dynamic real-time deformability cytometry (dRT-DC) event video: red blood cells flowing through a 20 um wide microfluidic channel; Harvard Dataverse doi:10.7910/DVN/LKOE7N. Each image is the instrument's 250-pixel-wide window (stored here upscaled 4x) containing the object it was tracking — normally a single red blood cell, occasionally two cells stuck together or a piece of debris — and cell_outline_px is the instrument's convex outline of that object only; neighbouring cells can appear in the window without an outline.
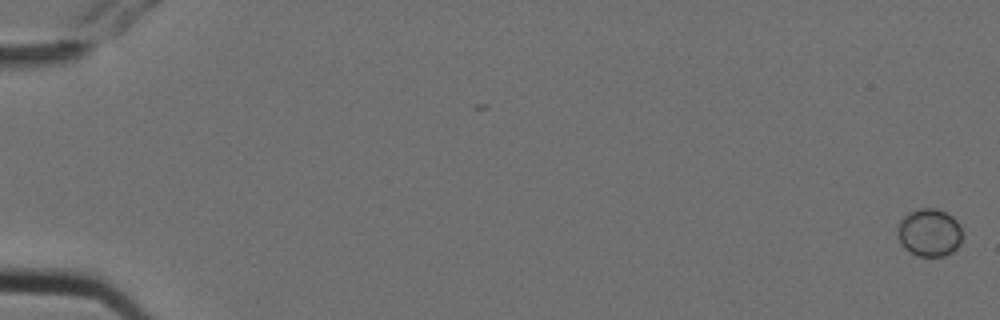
{"species": "Egyptian fruit bat (a non-hibernating species)", "species_latin": "Rousettus aegyptiacus", "temperature_condition": "cold", "stored_images_in_passage": 9, "camera_frame_rate_fps": 3000, "um_per_image_px": 0.085, "animal": {"sex": "female"}, "frame": {"image": 1, "passage_image": 1, "time_ms": 0.0, "image_size_px": [1000, 320], "cell_outline_px": [[964, 236], [960, 244], [952, 252], [944, 256], [920, 256], [908, 252], [900, 244], [896, 232], [896, 228], [900, 220], [908, 212], [920, 208], [936, 208], [952, 216], [960, 224]], "centroid_in_image_um": [78.99, 19.77], "position_along_channel_um": 6.0, "area_um2": 18.5}}
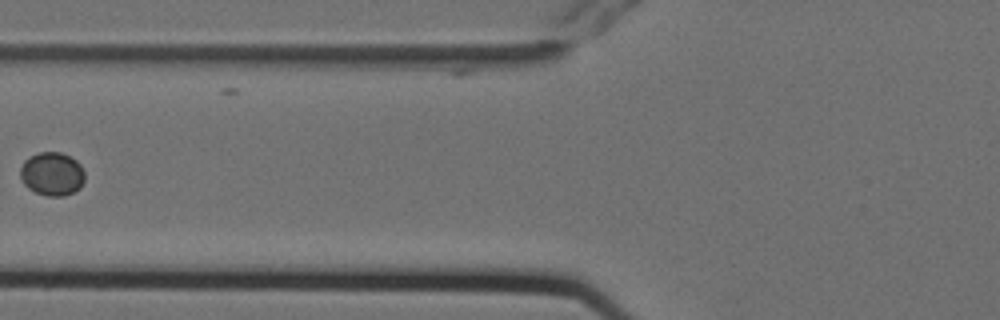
{"frame": {"image": 2, "passage_image": 8, "time_ms": 2.333, "image_size_px": [1000, 320], "cell_outline_px": [[84, 180], [80, 188], [64, 196], [48, 196], [36, 192], [28, 188], [20, 180], [20, 168], [24, 160], [28, 156], [40, 152], [60, 152], [76, 160], [80, 164], [84, 172]], "centroid_in_image_um": [4.4, 14.77], "position_along_channel_um": 121.4, "area_um2": 16.42}}
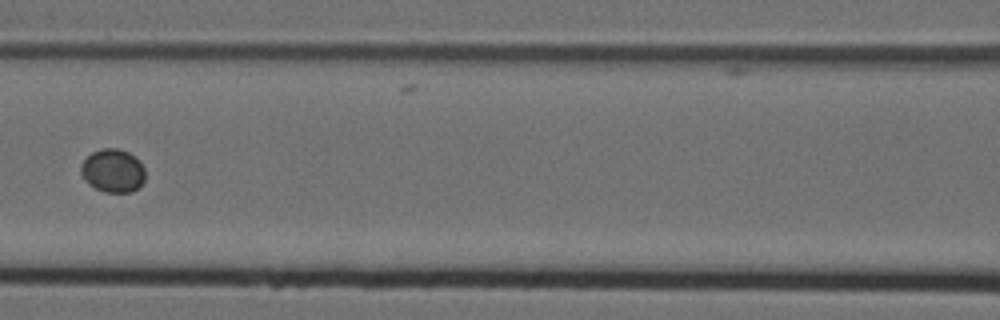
{"frame": {"image": 3, "passage_image": 9, "time_ms": 2.667, "image_size_px": [1000, 320], "cell_outline_px": [[144, 180], [140, 188], [132, 192], [104, 192], [88, 184], [84, 180], [80, 172], [80, 164], [92, 152], [104, 148], [116, 148], [128, 152], [144, 168]], "centroid_in_image_um": [9.57, 14.53], "position_along_channel_um": 157.0, "area_um2": 16.18}}